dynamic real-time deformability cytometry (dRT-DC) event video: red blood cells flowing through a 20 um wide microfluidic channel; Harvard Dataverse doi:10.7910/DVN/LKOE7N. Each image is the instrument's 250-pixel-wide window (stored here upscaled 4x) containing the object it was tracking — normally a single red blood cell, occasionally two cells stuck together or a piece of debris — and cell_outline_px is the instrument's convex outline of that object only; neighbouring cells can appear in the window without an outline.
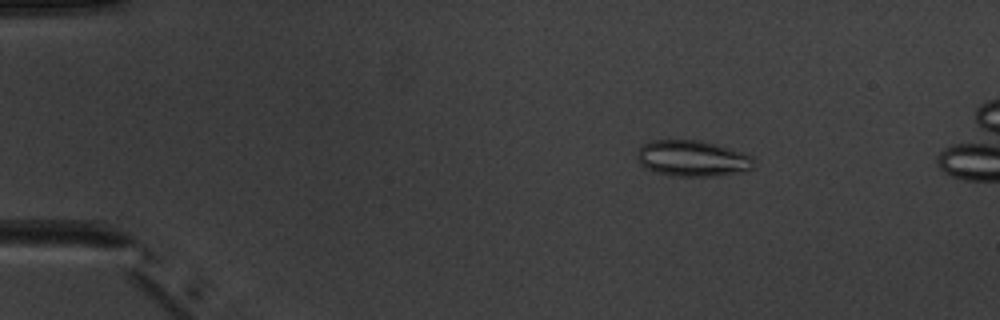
{"species": "common noctule bat (a hibernating species)", "species_latin": "Nyctalus noctula", "temperature_condition": "warm", "stored_images_in_passage": 6, "camera_frame_rate_fps": 3000, "um_per_image_px": 0.085, "animal": {"sex": "male", "body_mass_g": 20.1, "forearm_length_mm": 53.5}, "frame": {"image": 1, "passage_image": 3, "time_ms": 2.333, "image_size_px": [1000, 320], "cell_outline_px": [[752, 168], [744, 172], [716, 176], [672, 176], [656, 172], [644, 168], [640, 164], [636, 156], [640, 148], [648, 140], [700, 140], [716, 144], [752, 156]], "centroid_in_image_um": [58.82, 13.47], "position_along_channel_um": 26.2, "area_um2": 24.51}}